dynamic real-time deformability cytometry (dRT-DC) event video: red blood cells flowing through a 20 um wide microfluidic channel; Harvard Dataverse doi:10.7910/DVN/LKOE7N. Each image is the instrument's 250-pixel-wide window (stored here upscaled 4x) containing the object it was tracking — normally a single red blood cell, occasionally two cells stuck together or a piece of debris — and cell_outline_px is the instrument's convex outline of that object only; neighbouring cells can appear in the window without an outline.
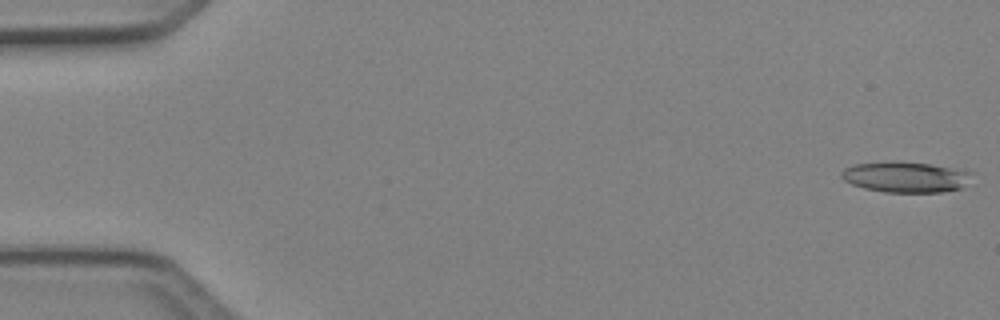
{"species": "Egyptian fruit bat (a non-hibernating species)", "species_latin": "Rousettus aegyptiacus", "temperature_condition": "cold", "stored_images_in_passage": 4, "camera_frame_rate_fps": 3000, "um_per_image_px": 0.085, "animal": {"sex": "female"}, "frame": {"image": 1, "passage_image": 1, "time_ms": 0.0, "image_size_px": [1000, 320], "cell_outline_px": [[976, 172], [960, 188], [940, 192], [884, 192], [864, 188], [852, 184], [844, 180], [840, 176], [840, 172], [844, 168], [852, 164], [892, 160], [900, 160], [964, 168]], "centroid_in_image_um": [76.99, 15.0], "position_along_channel_um": 8.0, "area_um2": 24.04}}